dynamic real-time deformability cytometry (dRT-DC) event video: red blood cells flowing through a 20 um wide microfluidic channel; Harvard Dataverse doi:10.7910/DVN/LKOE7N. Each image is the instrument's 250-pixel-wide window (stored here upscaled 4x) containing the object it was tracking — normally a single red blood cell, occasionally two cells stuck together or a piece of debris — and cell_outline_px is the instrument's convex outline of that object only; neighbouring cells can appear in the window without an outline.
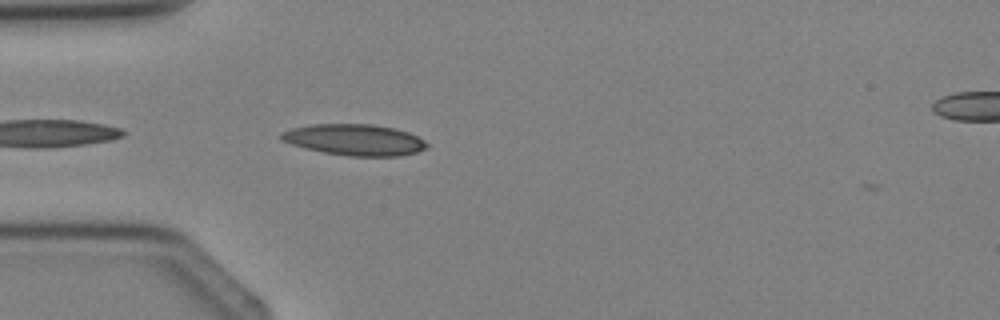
{"species": "Egyptian fruit bat (a non-hibernating species)", "species_latin": "Rousettus aegyptiacus", "temperature_condition": "cold", "stored_images_in_passage": 3, "camera_frame_rate_fps": 3000, "um_per_image_px": 0.085, "animal": {"sex": "female"}, "frame": {"image": 1, "passage_image": 3, "time_ms": 2.333, "image_size_px": [1000, 320], "cell_outline_px": [[428, 148], [416, 152], [400, 156], [348, 156], [324, 152], [304, 148], [280, 140], [280, 132], [292, 128], [312, 124], [372, 124], [396, 128], [408, 132], [424, 140], [428, 144]], "centroid_in_image_um": [30.14, 11.88], "position_along_channel_um": 54.9, "area_um2": 26.59}}